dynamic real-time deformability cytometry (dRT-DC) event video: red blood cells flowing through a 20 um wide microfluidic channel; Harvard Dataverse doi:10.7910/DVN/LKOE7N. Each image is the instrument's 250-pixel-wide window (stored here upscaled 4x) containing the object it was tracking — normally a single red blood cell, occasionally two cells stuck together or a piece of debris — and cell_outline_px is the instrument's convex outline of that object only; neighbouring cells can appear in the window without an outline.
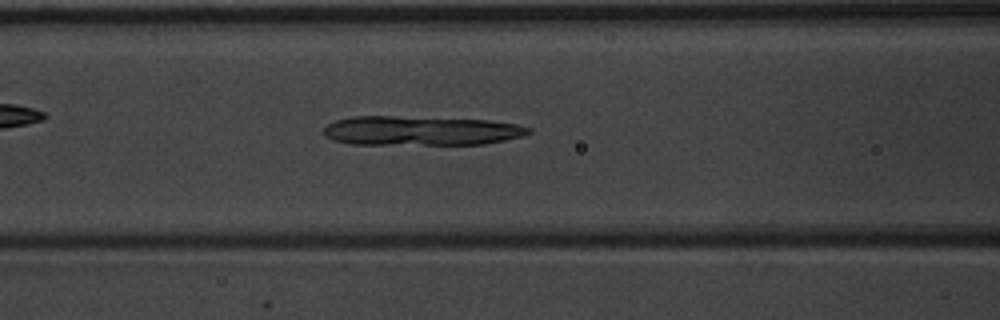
{"species": "common noctule bat (a hibernating species)", "species_latin": "Nyctalus noctula", "temperature_condition": "warm", "stored_images_in_passage": 50, "camera_frame_rate_fps": 3000, "um_per_image_px": 0.085, "animal": {"sex": "male", "body_mass_g": 20.1, "forearm_length_mm": 53.5}, "frame": {"image": 1, "passage_image": 21, "time_ms": 6.667, "image_size_px": [1000, 320], "cell_outline_px": [[532, 132], [524, 136], [484, 144], [352, 144], [332, 140], [324, 136], [324, 128], [328, 124], [336, 120], [352, 116], [396, 116], [488, 120], [516, 124], [532, 128]], "centroid_in_image_um": [35.77, 11.11], "position_along_channel_um": 130.8, "area_um2": 35.14}}
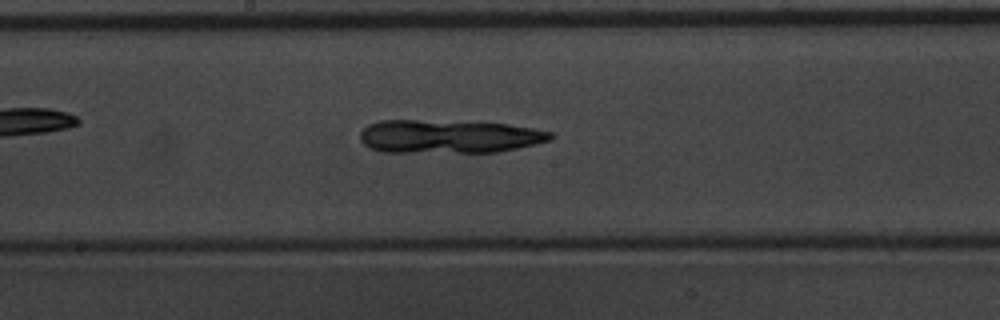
{"frame": {"image": 2, "passage_image": 27, "time_ms": 8.667, "image_size_px": [1000, 320], "cell_outline_px": [[556, 136], [552, 140], [536, 144], [496, 152], [380, 152], [368, 148], [360, 140], [360, 132], [368, 124], [380, 120], [416, 120], [508, 124], [532, 128], [552, 132]], "centroid_in_image_um": [38.13, 11.61], "position_along_channel_um": 210.1, "area_um2": 37.11}}
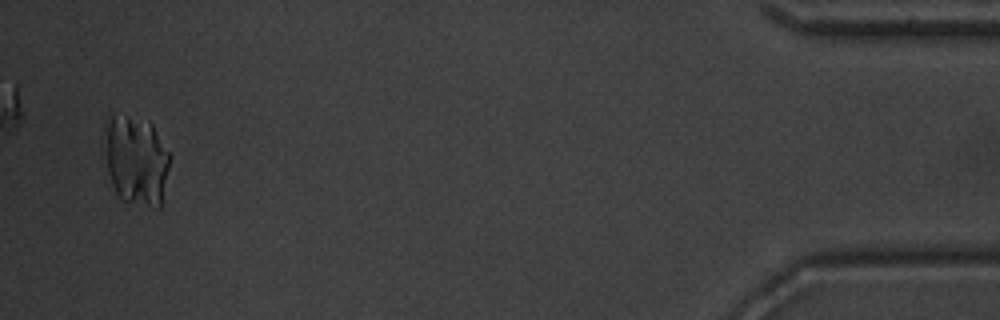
{"frame": {"image": 3, "passage_image": 49, "time_ms": 16.0, "image_size_px": [1000, 320], "cell_outline_px": [[172, 156], [160, 208], [152, 208], [120, 200], [112, 184], [100, 152], [108, 124], [112, 116], [128, 116], [148, 120], [152, 124]], "centroid_in_image_um": [11.56, 13.66], "position_along_channel_um": 423.6, "area_um2": 34.97}}